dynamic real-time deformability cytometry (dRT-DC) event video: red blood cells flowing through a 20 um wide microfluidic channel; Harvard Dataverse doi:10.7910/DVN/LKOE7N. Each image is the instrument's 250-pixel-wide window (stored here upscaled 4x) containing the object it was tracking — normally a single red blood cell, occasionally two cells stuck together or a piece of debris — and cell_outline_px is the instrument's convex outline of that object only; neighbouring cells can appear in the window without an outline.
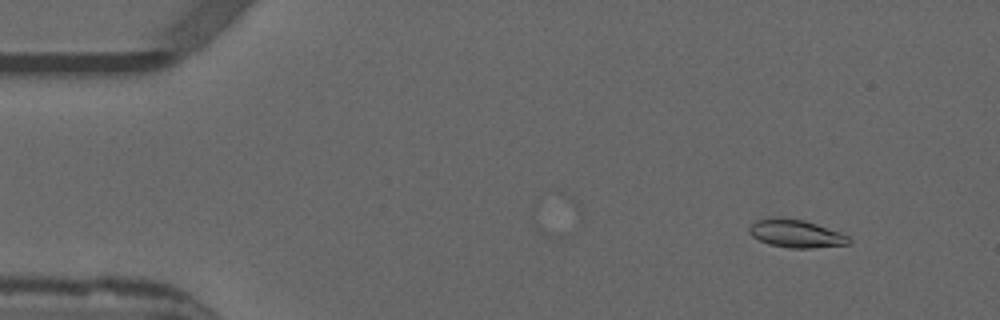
{"species": "common noctule bat (a hibernating species)", "species_latin": "Nyctalus noctula", "temperature_condition": "warm", "stored_images_in_passage": 43, "camera_frame_rate_fps": 3000, "um_per_image_px": 0.085, "animal": {"sex": "male", "forearm_length_mm": 52.5}, "frame": {"image": 1, "passage_image": 3, "time_ms": 0.667, "image_size_px": [1000, 320], "cell_outline_px": [[852, 240], [848, 244], [812, 248], [788, 248], [768, 244], [752, 236], [748, 232], [748, 228], [756, 220], [776, 216], [804, 220], [840, 232], [848, 236]], "centroid_in_image_um": [67.63, 19.85], "position_along_channel_um": 17.4, "area_um2": 16.3}}
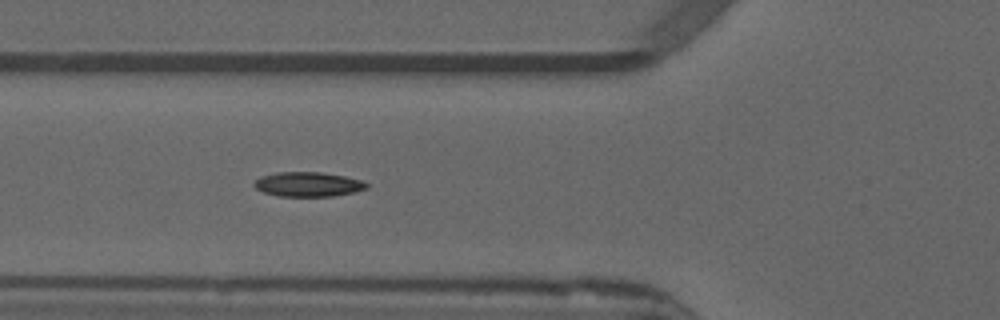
{"frame": {"image": 2, "passage_image": 17, "time_ms": 5.333, "image_size_px": [1000, 320], "cell_outline_px": [[368, 188], [352, 192], [332, 196], [280, 196], [264, 192], [256, 188], [252, 184], [260, 176], [276, 172], [320, 172], [344, 176], [360, 180], [368, 184]], "centroid_in_image_um": [26.15, 15.66], "position_along_channel_um": 99.6, "area_um2": 15.95}}
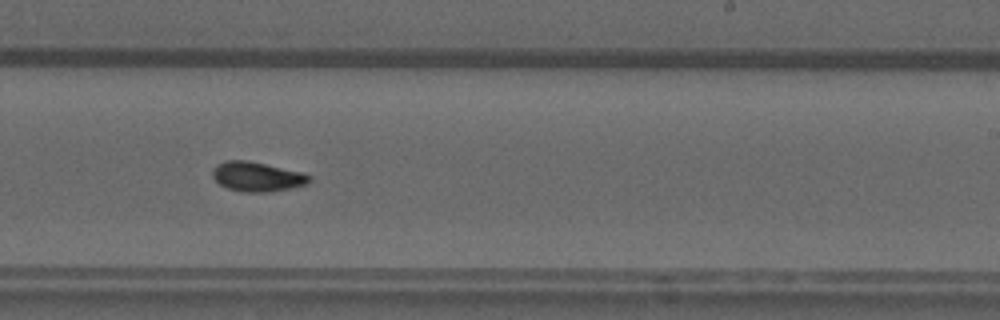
{"frame": {"image": 3, "passage_image": 30, "time_ms": 9.667, "image_size_px": [1000, 320], "cell_outline_px": [[312, 180], [308, 184], [292, 188], [268, 192], [244, 192], [228, 188], [220, 184], [212, 176], [212, 168], [216, 164], [224, 160], [248, 160], [300, 172], [312, 176]], "centroid_in_image_um": [21.85, 15.01], "position_along_channel_um": 267.2, "area_um2": 16.76}, "authors_computed_cell_mechanics": {"area_um2": 15.9528, "velocity_mm_per_s": 3.8652, "shape_relaxation_time_tau1_ms": 9.015, "shape_relaxation_time_tau2_ms": 2.7119, "deformation_change_tau1": 0.2407, "deformation_change_tau2": 0.0742}}